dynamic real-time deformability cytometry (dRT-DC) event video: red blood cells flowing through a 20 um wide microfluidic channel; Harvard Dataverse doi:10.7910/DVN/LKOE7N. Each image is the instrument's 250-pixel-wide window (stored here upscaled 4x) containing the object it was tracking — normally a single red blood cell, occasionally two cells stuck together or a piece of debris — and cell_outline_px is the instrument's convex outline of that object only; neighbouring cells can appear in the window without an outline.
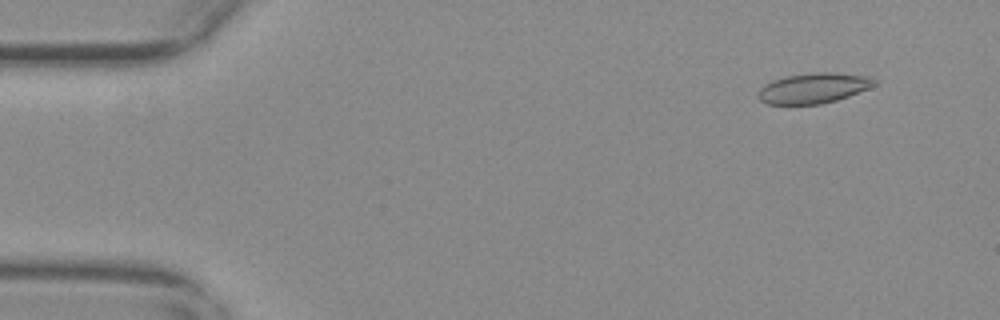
{"species": "common noctule bat (a hibernating species)", "species_latin": "Nyctalus noctula", "temperature_condition": "warm", "stored_images_in_passage": 57, "camera_frame_rate_fps": 3000, "um_per_image_px": 0.085, "animal": {"sex": "female", "body_mass_g": 29.2, "forearm_length_mm": 56.3}, "frame": {"image": 1, "passage_image": 5, "time_ms": 1.333, "image_size_px": [1000, 320], "cell_outline_px": [[876, 84], [868, 88], [848, 96], [836, 100], [820, 104], [768, 104], [760, 100], [756, 96], [760, 88], [764, 84], [772, 80], [784, 76], [816, 72], [832, 72], [872, 76], [876, 80]], "centroid_in_image_um": [69.13, 7.48], "position_along_channel_um": 15.9, "area_um2": 20.63}}
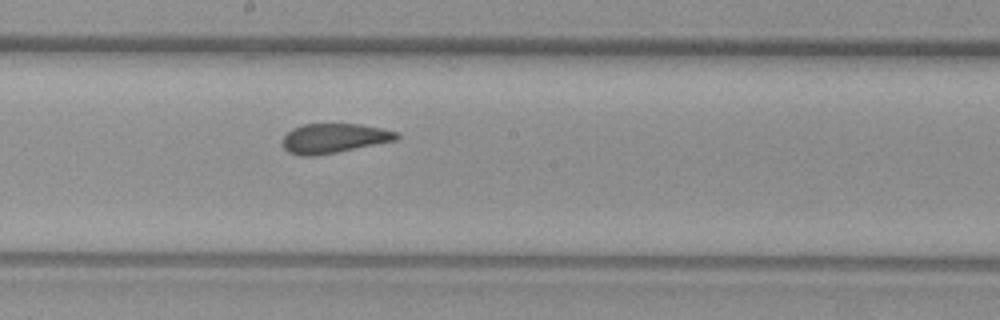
{"frame": {"image": 2, "passage_image": 31, "time_ms": 10.0, "image_size_px": [1000, 320], "cell_outline_px": [[400, 136], [396, 140], [316, 156], [300, 156], [288, 152], [284, 148], [284, 136], [292, 128], [300, 124], [360, 124], [400, 132]], "centroid_in_image_um": [28.38, 11.75], "position_along_channel_um": 219.8, "area_um2": 19.59}}
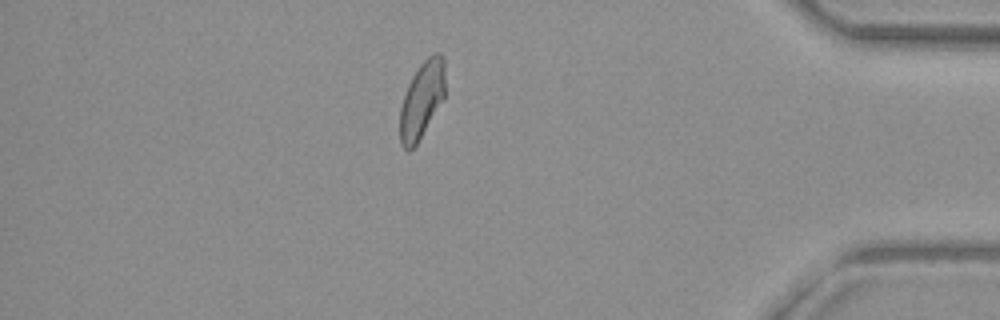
{"frame": {"image": 3, "passage_image": 49, "time_ms": 16.0, "image_size_px": [1000, 320], "cell_outline_px": [[444, 100], [416, 144], [408, 152], [400, 144], [400, 108], [408, 84], [412, 76], [420, 64], [432, 52], [440, 52], [444, 56]], "centroid_in_image_um": [35.86, 8.46], "position_along_channel_um": 399.3, "area_um2": 20.29}, "authors_computed_cell_mechanics": {"area_um2": 20.6346, "velocity_mm_per_s": 3.6516, "shape_relaxation_time_tau1_ms": null, "shape_relaxation_time_tau2_ms": 1.2046, "deformation_change_tau1": null, "deformation_change_tau2": 0.0617}}